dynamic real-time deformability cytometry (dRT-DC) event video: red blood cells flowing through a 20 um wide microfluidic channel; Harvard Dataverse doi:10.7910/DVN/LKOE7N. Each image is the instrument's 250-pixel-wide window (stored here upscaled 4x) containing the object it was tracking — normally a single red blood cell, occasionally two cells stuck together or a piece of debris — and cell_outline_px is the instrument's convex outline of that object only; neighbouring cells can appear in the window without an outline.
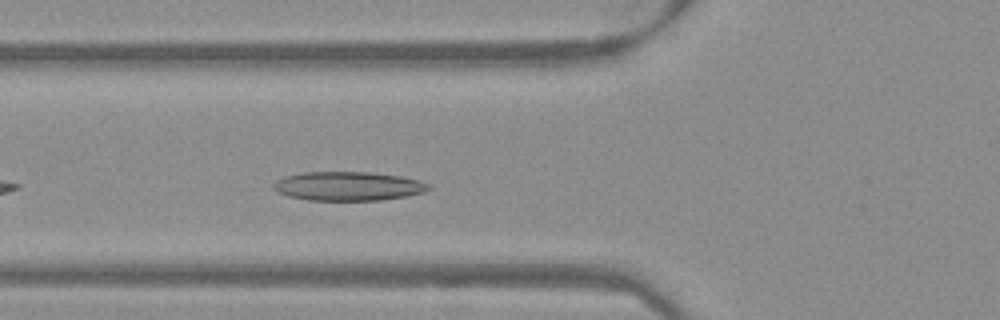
{"species": "Egyptian fruit bat (a non-hibernating species)", "species_latin": "Rousettus aegyptiacus", "temperature_condition": "warm", "stored_images_in_passage": 37, "camera_frame_rate_fps": 3000, "um_per_image_px": 0.085, "frame": {"image": 1, "passage_image": 5, "time_ms": 1.333, "image_size_px": [1000, 320], "cell_outline_px": [[432, 188], [424, 192], [408, 196], [380, 200], [308, 200], [288, 196], [276, 192], [272, 188], [272, 184], [276, 180], [284, 176], [304, 172], [368, 172], [400, 176], [420, 180], [432, 184]], "centroid_in_image_um": [29.6, 15.82], "position_along_channel_um": 96.2, "area_um2": 26.47}}
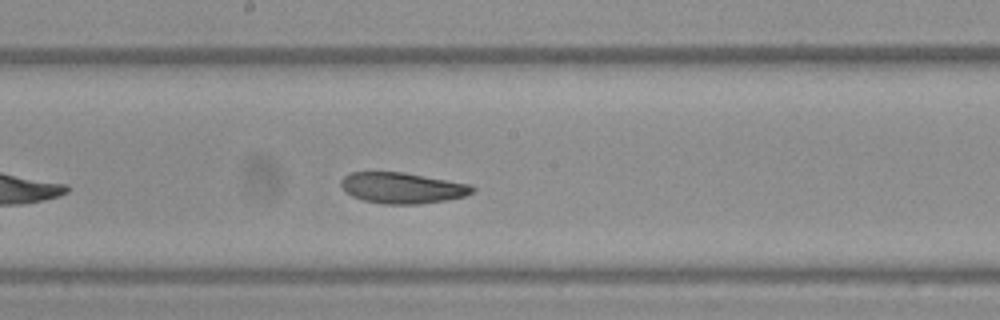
{"frame": {"image": 2, "passage_image": 14, "time_ms": 4.333, "image_size_px": [1000, 320], "cell_outline_px": [[476, 188], [472, 192], [464, 196], [444, 200], [420, 204], [380, 204], [364, 200], [352, 196], [344, 192], [340, 184], [340, 180], [344, 176], [352, 172], [404, 172], [472, 184]], "centroid_in_image_um": [34.18, 15.97], "position_along_channel_um": 214.0, "area_um2": 23.81}}
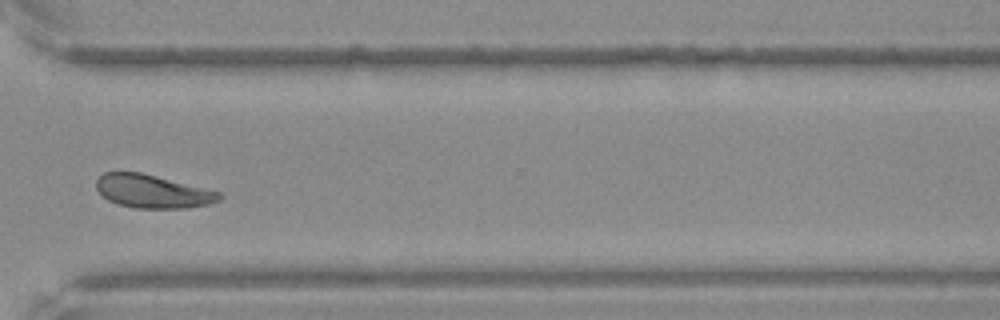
{"frame": {"image": 3, "passage_image": 25, "time_ms": 8.0, "image_size_px": [1000, 320], "cell_outline_px": [[224, 196], [220, 200], [208, 204], [188, 208], [136, 208], [116, 204], [108, 200], [96, 188], [96, 180], [104, 172], [140, 172], [220, 192]], "centroid_in_image_um": [12.96, 16.27], "position_along_channel_um": 357.6, "area_um2": 23.7}}